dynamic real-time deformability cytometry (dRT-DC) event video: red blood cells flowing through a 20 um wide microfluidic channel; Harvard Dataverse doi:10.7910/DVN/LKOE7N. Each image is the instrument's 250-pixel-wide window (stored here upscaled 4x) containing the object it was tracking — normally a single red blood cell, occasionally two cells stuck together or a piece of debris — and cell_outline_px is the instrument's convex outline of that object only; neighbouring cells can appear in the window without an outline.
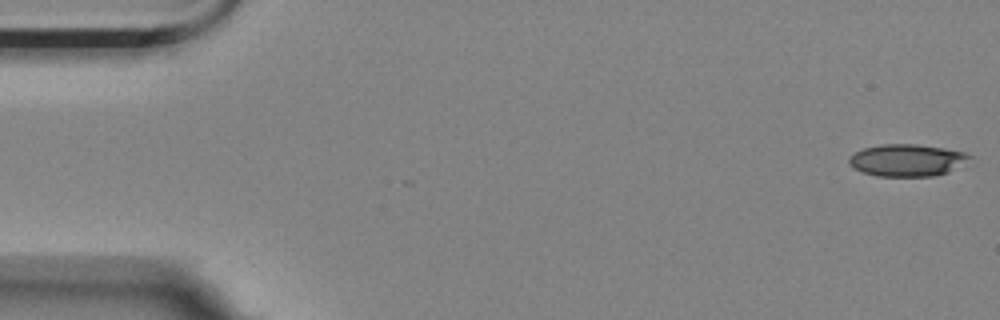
{"species": "Egyptian fruit bat (a non-hibernating species)", "species_latin": "Rousettus aegyptiacus", "temperature_condition": "room temperature", "stored_images_in_passage": 4, "camera_frame_rate_fps": 3000, "um_per_image_px": 0.085, "animal": {"sex": "female"}, "frame": {"image": 1, "passage_image": 1, "time_ms": 0.0, "image_size_px": [1000, 320], "cell_outline_px": [[972, 156], [948, 172], [936, 176], [876, 176], [864, 172], [848, 164], [848, 160], [856, 152], [864, 148], [880, 144], [916, 144], [944, 148], [964, 152]], "centroid_in_image_um": [77.07, 13.61], "position_along_channel_um": 7.9, "area_um2": 22.2}}